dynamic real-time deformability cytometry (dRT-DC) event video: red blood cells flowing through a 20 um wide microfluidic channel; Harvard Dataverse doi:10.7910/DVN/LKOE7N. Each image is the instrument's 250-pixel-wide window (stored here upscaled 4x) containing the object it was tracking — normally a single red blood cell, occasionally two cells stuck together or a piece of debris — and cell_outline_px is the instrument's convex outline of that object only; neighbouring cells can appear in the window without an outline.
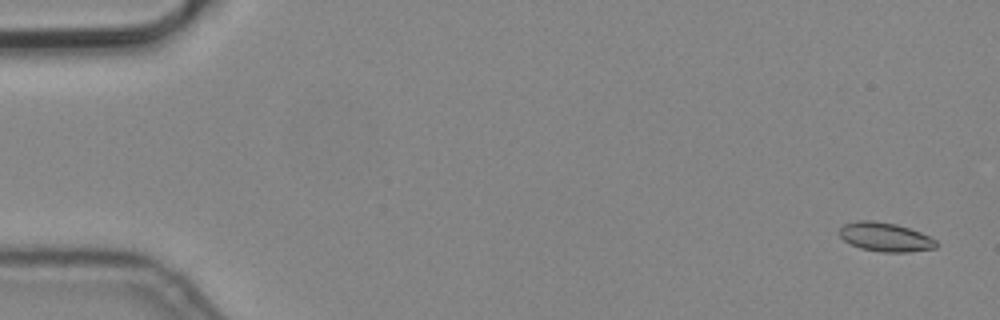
{"species": "common noctule bat (a hibernating species)", "species_latin": "Nyctalus noctula", "temperature_condition": "cold", "stored_images_in_passage": 6, "segment_of_instrument_passage": [1, 2], "camera_frame_rate_fps": 3000, "um_per_image_px": 0.085, "animal": {"sex": "male", "body_mass_g": 19.2, "forearm_length_mm": 51.8}, "frame": {"image": 1, "passage_image": 1, "time_ms": 0.0, "image_size_px": [1000, 320], "cell_outline_px": [[936, 248], [908, 252], [884, 252], [860, 248], [844, 240], [840, 236], [840, 228], [844, 224], [856, 220], [872, 220], [896, 224], [920, 232], [936, 240]], "centroid_in_image_um": [75.24, 20.14], "position_along_channel_um": 9.8, "area_um2": 16.18}}